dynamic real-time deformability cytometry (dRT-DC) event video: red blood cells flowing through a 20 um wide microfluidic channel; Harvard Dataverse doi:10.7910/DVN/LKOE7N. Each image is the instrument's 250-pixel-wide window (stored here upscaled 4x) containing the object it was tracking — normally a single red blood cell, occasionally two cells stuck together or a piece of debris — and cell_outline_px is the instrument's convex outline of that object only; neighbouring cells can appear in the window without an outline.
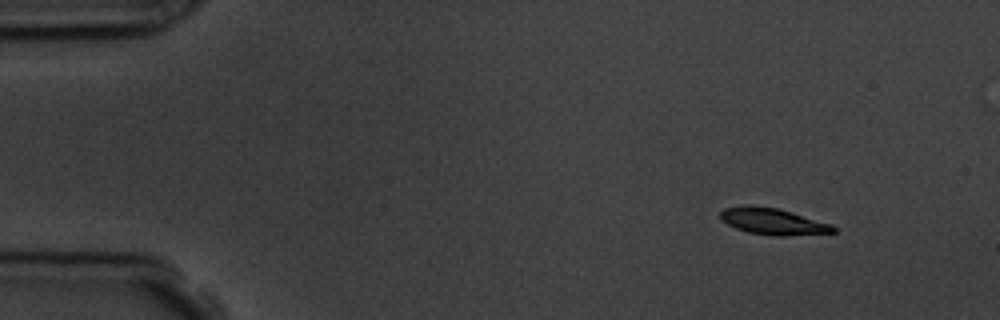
{"species": "common noctule bat (a hibernating species)", "species_latin": "Nyctalus noctula", "temperature_condition": "room temperature", "stored_images_in_passage": 4, "camera_frame_rate_fps": 3000, "um_per_image_px": 0.085, "animal": {"sex": "male", "body_mass_g": 19.5, "forearm_length_mm": 54.6}, "frame": {"image": 1, "passage_image": 1, "time_ms": 0.0, "image_size_px": [1000, 320], "cell_outline_px": [[836, 232], [784, 236], [776, 236], [748, 232], [736, 228], [720, 220], [720, 212], [724, 208], [752, 204], [776, 208], [832, 224], [836, 228]], "centroid_in_image_um": [65.67, 18.81], "position_along_channel_um": 19.3, "area_um2": 17.34}}
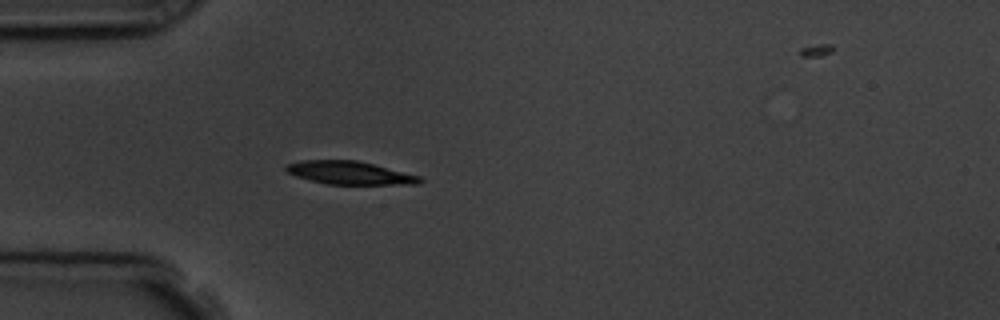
{"frame": {"image": 2, "passage_image": 3, "time_ms": 3.333, "image_size_px": [1000, 320], "cell_outline_px": [[424, 180], [420, 184], [328, 184], [296, 176], [288, 172], [284, 168], [284, 164], [300, 160], [356, 160], [420, 176]], "centroid_in_image_um": [29.7, 14.68], "position_along_channel_um": 55.3, "area_um2": 17.86}}